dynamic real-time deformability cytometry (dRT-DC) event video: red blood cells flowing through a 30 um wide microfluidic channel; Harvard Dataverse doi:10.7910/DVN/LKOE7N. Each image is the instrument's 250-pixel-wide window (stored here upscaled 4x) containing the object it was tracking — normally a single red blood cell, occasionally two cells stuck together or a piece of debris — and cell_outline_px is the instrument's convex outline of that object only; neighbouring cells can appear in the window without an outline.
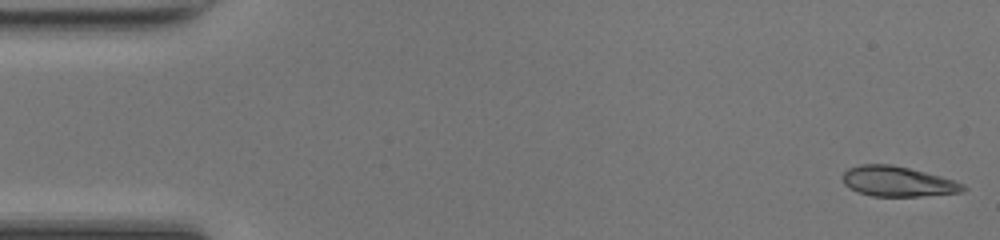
{"species": "common noctule bat (a hibernating species)", "species_latin": "Nyctalus noctula", "temperature_condition": "room temperature", "stored_images_in_passage": 48, "camera_frame_rate_fps": 3000, "um_per_image_px": 0.085, "animal": {"sex": "female", "body_mass_g": 17.0, "forearm_length_mm": 48.0}, "frame": {"image": 1, "passage_image": 1, "time_ms": 0.0, "image_size_px": [1000, 240], "cell_outline_px": [[968, 188], [964, 192], [920, 196], [872, 196], [856, 192], [844, 184], [840, 176], [848, 168], [860, 164], [892, 164], [940, 176], [964, 184]], "centroid_in_image_um": [76.27, 15.42], "position_along_channel_um": 8.7, "area_um2": 21.27}}
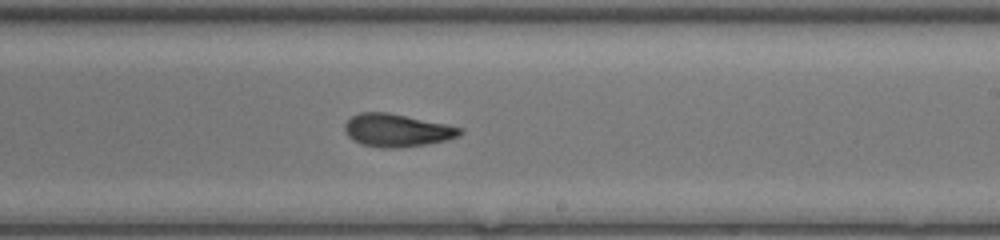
{"frame": {"image": 2, "passage_image": 28, "time_ms": 9.0, "image_size_px": [1000, 240], "cell_outline_px": [[464, 132], [460, 136], [448, 140], [428, 144], [400, 148], [384, 148], [360, 144], [352, 140], [348, 136], [344, 128], [344, 124], [352, 116], [360, 112], [388, 112], [448, 124], [464, 128]], "centroid_in_image_um": [33.78, 11.08], "position_along_channel_um": 255.2, "area_um2": 22.43}}
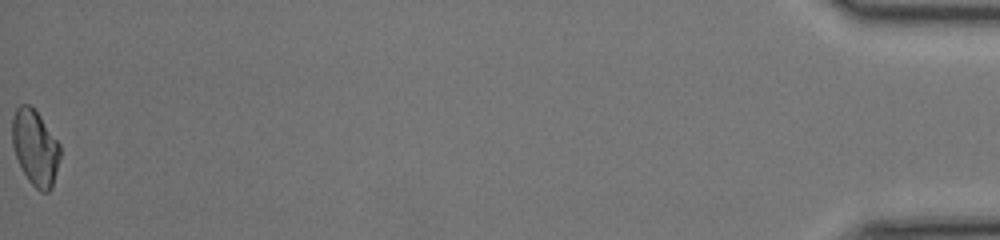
{"frame": {"image": 3, "passage_image": 48, "time_ms": 15.667, "image_size_px": [1000, 240], "cell_outline_px": [[60, 156], [52, 188], [48, 192], [40, 192], [28, 180], [16, 156], [12, 144], [12, 116], [16, 108], [20, 104], [28, 104], [40, 116], [60, 144]], "centroid_in_image_um": [2.99, 12.55], "position_along_channel_um": 432.2, "area_um2": 20.92}, "authors_computed_cell_mechanics": {"area_um2": 21.7906, "velocity_mm_per_s": 4.2944, "shape_relaxation_time_tau1_ms": 6.7856, "shape_relaxation_time_tau2_ms": 1.2642, "deformation_change_tau1": 0.2065, "deformation_change_tau2": 0.0579}}